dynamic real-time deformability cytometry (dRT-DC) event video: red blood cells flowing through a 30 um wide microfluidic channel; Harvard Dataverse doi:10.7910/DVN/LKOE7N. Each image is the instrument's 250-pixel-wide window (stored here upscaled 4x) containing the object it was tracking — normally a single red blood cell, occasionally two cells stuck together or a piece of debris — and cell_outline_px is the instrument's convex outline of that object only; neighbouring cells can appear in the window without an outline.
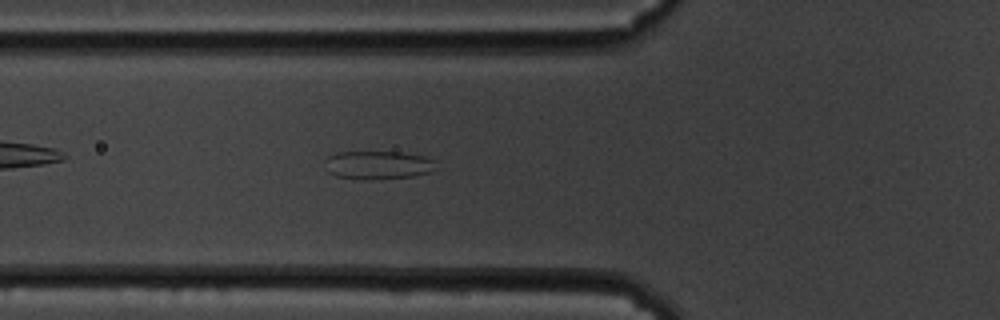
{"species": "common noctule bat (a hibernating species)", "species_latin": "Nyctalus noctula", "temperature_condition": "cold", "stored_images_in_passage": 43, "camera_frame_rate_fps": 3000, "um_per_image_px": 0.085, "animal": {"sex": "male", "body_mass_g": 19.5, "forearm_length_mm": 54.6}, "frame": {"image": 1, "passage_image": 9, "time_ms": 2.667, "image_size_px": [1000, 320], "cell_outline_px": [[432, 172], [416, 176], [372, 180], [360, 180], [336, 176], [328, 172], [324, 168], [324, 160], [328, 156], [336, 152], [400, 152], [424, 156], [432, 160]], "centroid_in_image_um": [32.04, 14.04], "position_along_channel_um": 93.8, "area_um2": 18.55}}
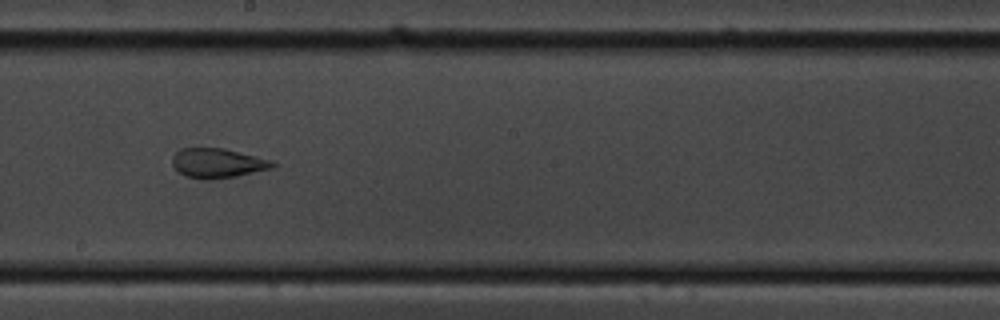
{"frame": {"image": 2, "passage_image": 21, "time_ms": 6.667, "image_size_px": [1000, 320], "cell_outline_px": [[276, 164], [272, 168], [236, 176], [212, 180], [204, 180], [184, 176], [172, 164], [172, 156], [180, 148], [224, 148], [272, 160]], "centroid_in_image_um": [18.48, 13.87], "position_along_channel_um": 229.7, "area_um2": 17.34}}
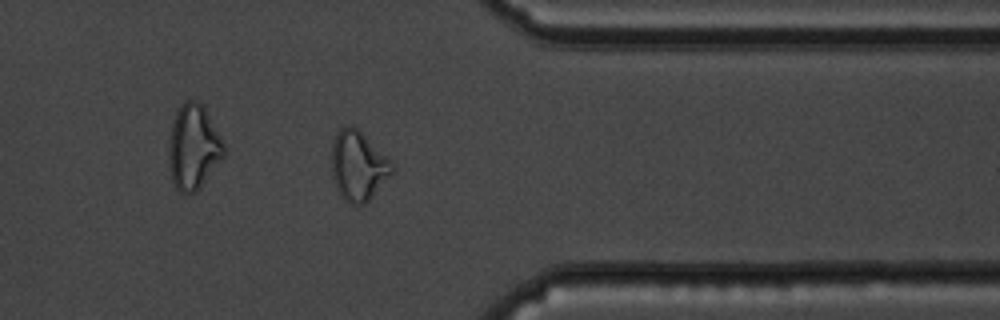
{"frame": {"image": 3, "passage_image": 35, "time_ms": 11.333, "image_size_px": [1000, 320], "cell_outline_px": [[396, 168], [368, 200], [364, 204], [352, 204], [344, 200], [340, 196], [336, 188], [332, 176], [332, 144], [336, 132], [344, 124], [348, 124], [356, 128], [392, 160], [396, 164]], "centroid_in_image_um": [30.44, 14.07], "position_along_channel_um": 381.0, "area_um2": 24.57}}